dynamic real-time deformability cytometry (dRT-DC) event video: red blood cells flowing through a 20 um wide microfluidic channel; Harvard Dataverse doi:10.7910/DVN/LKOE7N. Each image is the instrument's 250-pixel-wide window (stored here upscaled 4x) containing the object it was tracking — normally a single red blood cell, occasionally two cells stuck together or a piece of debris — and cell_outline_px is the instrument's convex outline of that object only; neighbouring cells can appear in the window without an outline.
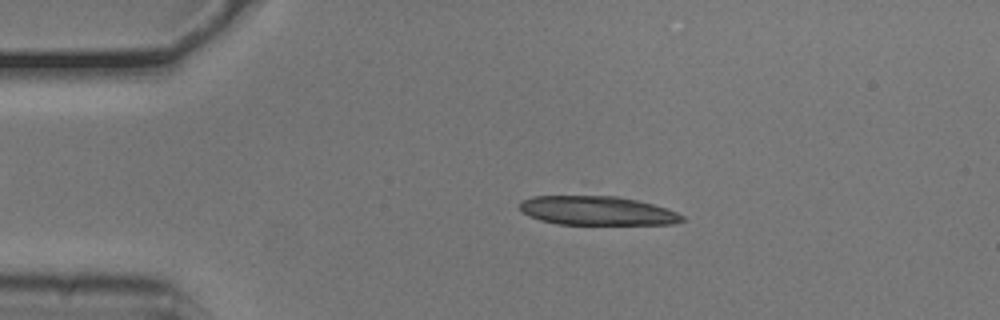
{"species": "common noctule bat (a hibernating species)", "species_latin": "Nyctalus noctula", "temperature_condition": "cold", "stored_images_in_passage": 50, "segment_of_instrument_passage": [1, 2], "camera_frame_rate_fps": 3000, "um_per_image_px": 0.085, "animal": {"sex": "male", "body_mass_g": 20.5, "forearm_length_mm": 52.5}, "frame": {"image": 1, "passage_image": 10, "time_ms": 3.0, "image_size_px": [1000, 320], "cell_outline_px": [[684, 220], [672, 224], [560, 224], [540, 220], [528, 216], [520, 212], [520, 200], [532, 196], [616, 196], [636, 200], [652, 204], [676, 212], [684, 216]], "centroid_in_image_um": [50.69, 17.91], "position_along_channel_um": 34.3, "area_um2": 27.34}}